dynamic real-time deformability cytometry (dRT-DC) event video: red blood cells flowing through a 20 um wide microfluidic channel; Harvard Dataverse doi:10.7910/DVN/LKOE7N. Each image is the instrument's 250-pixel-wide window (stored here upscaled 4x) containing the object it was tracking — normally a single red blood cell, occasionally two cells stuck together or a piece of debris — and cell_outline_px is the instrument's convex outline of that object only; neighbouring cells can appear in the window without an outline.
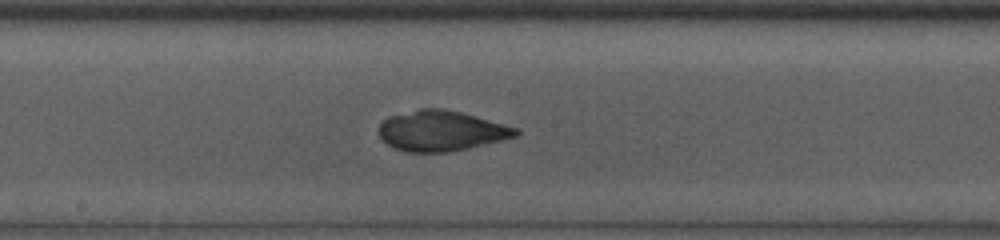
{"species": "common noctule bat (a hibernating species)", "species_latin": "Nyctalus noctula", "temperature_condition": "room temperature", "stored_images_in_passage": 37, "camera_frame_rate_fps": 3000, "um_per_image_px": 0.085, "animal": {"sex": "male", "body_mass_g": 13.0, "forearm_length_mm": 53.1}, "frame": {"image": 1, "passage_image": 14, "time_ms": 4.333, "image_size_px": [1000, 240], "cell_outline_px": [[520, 132], [516, 136], [468, 148], [448, 152], [408, 152], [396, 148], [388, 144], [380, 136], [380, 124], [388, 116], [420, 108], [444, 108], [460, 112], [520, 128]], "centroid_in_image_um": [37.52, 11.11], "position_along_channel_um": 210.7, "area_um2": 31.96}}
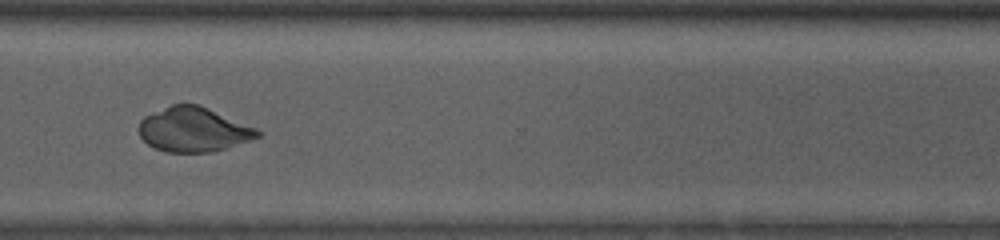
{"frame": {"image": 2, "passage_image": 25, "time_ms": 8.0, "image_size_px": [1000, 240], "cell_outline_px": [[264, 132], [260, 136], [224, 148], [208, 152], [164, 152], [148, 144], [140, 136], [140, 120], [144, 116], [172, 104], [200, 104], [256, 128]], "centroid_in_image_um": [16.44, 11.0], "position_along_channel_um": 354.2, "area_um2": 30.52}}
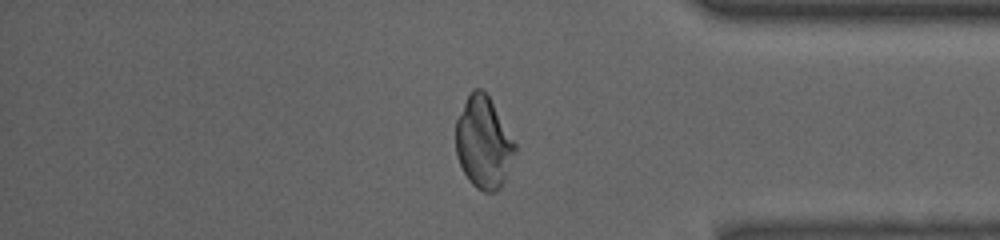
{"frame": {"image": 3, "passage_image": 29, "time_ms": 9.333, "image_size_px": [1000, 240], "cell_outline_px": [[516, 152], [504, 180], [496, 192], [484, 192], [476, 188], [468, 180], [456, 156], [456, 120], [472, 88], [480, 88], [488, 96], [516, 144]], "centroid_in_image_um": [41.09, 12.15], "position_along_channel_um": 394.1, "area_um2": 31.27}}